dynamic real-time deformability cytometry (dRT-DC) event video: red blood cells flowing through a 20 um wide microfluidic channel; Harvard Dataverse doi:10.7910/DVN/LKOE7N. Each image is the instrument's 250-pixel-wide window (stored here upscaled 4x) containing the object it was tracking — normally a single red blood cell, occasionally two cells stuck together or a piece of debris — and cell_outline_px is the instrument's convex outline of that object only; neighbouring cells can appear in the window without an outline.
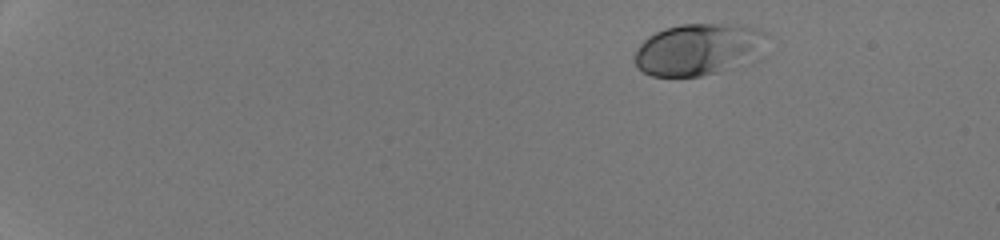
{"species": "human", "species_latin": "Homo sapiens", "temperature_condition": "room temperature", "stored_images_in_passage": 44, "camera_frame_rate_fps": 3000, "um_per_image_px": 0.085, "donor": {"sex": "male"}, "frame": {"image": 1, "passage_image": 1, "time_ms": 0.0, "image_size_px": [1000, 240], "cell_outline_px": [[764, 32], [756, 52], [716, 72], [700, 76], [652, 76], [644, 72], [636, 64], [636, 52], [640, 44], [648, 36], [664, 28], [680, 24], [740, 24], [756, 28]], "centroid_in_image_um": [59.19, 4.16], "position_along_channel_um": 25.8, "area_um2": 37.92}}
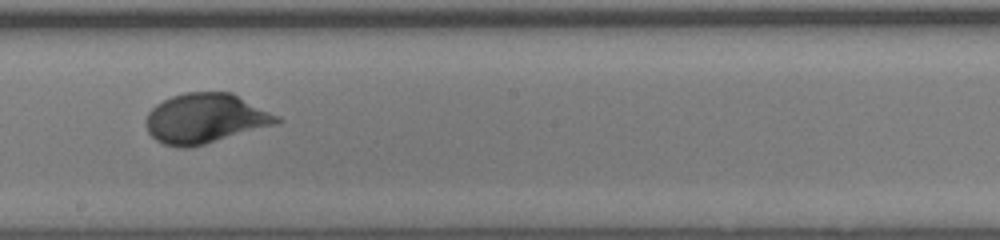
{"frame": {"image": 2, "passage_image": 26, "time_ms": 8.333, "image_size_px": [1000, 240], "cell_outline_px": [[284, 120], [276, 124], [204, 144], [188, 148], [184, 148], [164, 144], [156, 140], [148, 132], [144, 120], [148, 112], [156, 104], [172, 96], [184, 92], [232, 92], [280, 116]], "centroid_in_image_um": [17.45, 10.06], "position_along_channel_um": 230.7, "area_um2": 38.03}}
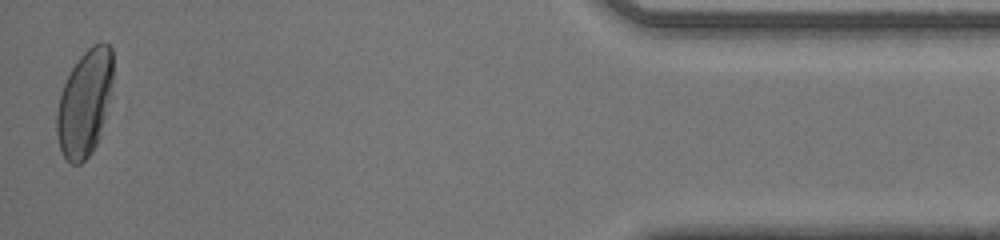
{"frame": {"image": 3, "passage_image": 44, "time_ms": 14.333, "image_size_px": [1000, 240], "cell_outline_px": [[112, 92], [100, 136], [92, 152], [80, 164], [72, 164], [64, 156], [60, 148], [56, 132], [56, 112], [60, 96], [64, 84], [72, 68], [80, 56], [92, 44], [108, 44], [112, 48]], "centroid_in_image_um": [7.2, 8.77], "position_along_channel_um": 428.0, "area_um2": 34.74}, "authors_computed_cell_mechanics": {"area_um2": 35.9805, "velocity_mm_per_s": 4.2587, "shape_relaxation_time_tau1_ms": 4.4282, "shape_relaxation_time_tau2_ms": null, "deformation_change_tau1": 0.1888, "deformation_change_tau2": null}}